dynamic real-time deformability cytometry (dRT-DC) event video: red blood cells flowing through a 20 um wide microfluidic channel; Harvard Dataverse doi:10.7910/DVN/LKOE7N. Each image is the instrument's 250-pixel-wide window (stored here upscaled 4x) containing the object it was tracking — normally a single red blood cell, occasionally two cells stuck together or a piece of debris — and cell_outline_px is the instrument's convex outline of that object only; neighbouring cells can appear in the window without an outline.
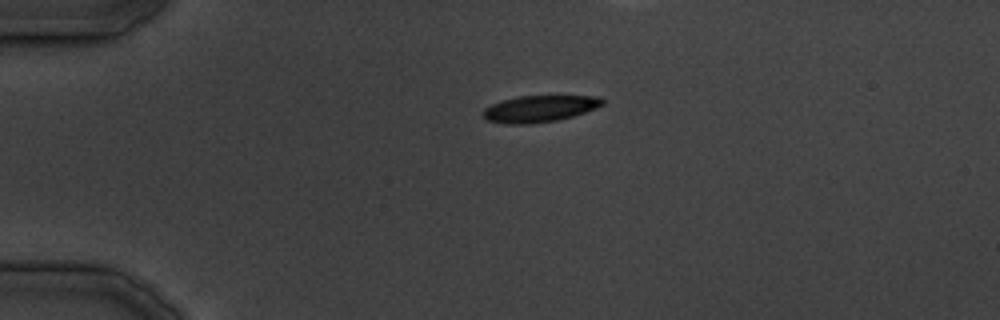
{"species": "common noctule bat (a hibernating species)", "species_latin": "Nyctalus noctula", "temperature_condition": "cold", "stored_images_in_passage": 10, "camera_frame_rate_fps": 3000, "um_per_image_px": 0.085, "animal": {"sex": "male", "body_mass_g": 19.5, "forearm_length_mm": 54.6}, "frame": {"image": 1, "passage_image": 1, "time_ms": 0.0, "image_size_px": [1000, 320], "cell_outline_px": [[604, 104], [596, 108], [572, 116], [556, 120], [532, 124], [504, 124], [488, 120], [480, 116], [480, 112], [484, 108], [492, 104], [504, 100], [520, 96], [600, 96], [604, 100]], "centroid_in_image_um": [45.82, 9.25], "position_along_channel_um": 39.2, "area_um2": 18.55}}
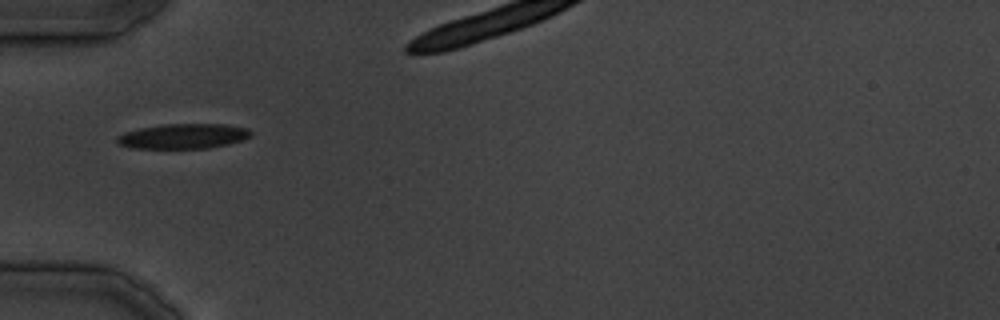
{"frame": {"image": 2, "passage_image": 5, "time_ms": 4.667, "image_size_px": [1000, 320], "cell_outline_px": [[252, 136], [244, 140], [228, 144], [208, 148], [132, 148], [116, 144], [116, 136], [124, 132], [140, 128], [164, 124], [228, 124], [248, 128], [252, 132]], "centroid_in_image_um": [15.59, 11.57], "position_along_channel_um": 69.4, "area_um2": 19.71}}